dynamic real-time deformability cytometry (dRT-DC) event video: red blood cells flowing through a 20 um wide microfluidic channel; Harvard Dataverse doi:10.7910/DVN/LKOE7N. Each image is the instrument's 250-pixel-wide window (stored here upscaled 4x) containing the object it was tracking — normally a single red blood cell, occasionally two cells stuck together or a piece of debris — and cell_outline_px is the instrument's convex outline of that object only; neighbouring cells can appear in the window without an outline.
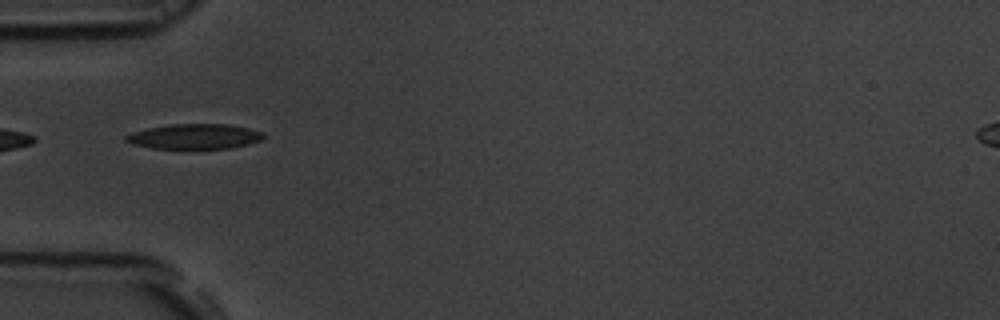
{"species": "common noctule bat (a hibernating species)", "species_latin": "Nyctalus noctula", "temperature_condition": "room temperature", "stored_images_in_passage": 4, "camera_frame_rate_fps": 3000, "um_per_image_px": 0.085, "animal": {"sex": "male", "body_mass_g": 19.5, "forearm_length_mm": 54.6}, "frame": {"image": 1, "passage_image": 1, "time_ms": 0.0, "image_size_px": [1000, 320], "cell_outline_px": [[264, 136], [260, 140], [248, 144], [232, 148], [196, 152], [152, 148], [136, 144], [124, 140], [124, 136], [132, 132], [148, 128], [168, 124], [228, 124], [248, 128], [264, 132]], "centroid_in_image_um": [16.54, 11.65], "position_along_channel_um": 68.5, "area_um2": 21.1}}